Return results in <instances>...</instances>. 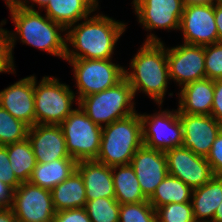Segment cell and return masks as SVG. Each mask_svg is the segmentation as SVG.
Returning <instances> with one entry per match:
<instances>
[{
	"label": "cell",
	"mask_w": 222,
	"mask_h": 222,
	"mask_svg": "<svg viewBox=\"0 0 222 222\" xmlns=\"http://www.w3.org/2000/svg\"><path fill=\"white\" fill-rule=\"evenodd\" d=\"M14 189L0 181V208H12Z\"/></svg>",
	"instance_id": "cell-38"
},
{
	"label": "cell",
	"mask_w": 222,
	"mask_h": 222,
	"mask_svg": "<svg viewBox=\"0 0 222 222\" xmlns=\"http://www.w3.org/2000/svg\"><path fill=\"white\" fill-rule=\"evenodd\" d=\"M157 222H196L191 202L168 203L156 209Z\"/></svg>",
	"instance_id": "cell-31"
},
{
	"label": "cell",
	"mask_w": 222,
	"mask_h": 222,
	"mask_svg": "<svg viewBox=\"0 0 222 222\" xmlns=\"http://www.w3.org/2000/svg\"><path fill=\"white\" fill-rule=\"evenodd\" d=\"M169 77L184 86L206 78L204 46L185 44L167 48Z\"/></svg>",
	"instance_id": "cell-13"
},
{
	"label": "cell",
	"mask_w": 222,
	"mask_h": 222,
	"mask_svg": "<svg viewBox=\"0 0 222 222\" xmlns=\"http://www.w3.org/2000/svg\"><path fill=\"white\" fill-rule=\"evenodd\" d=\"M221 202L222 175H214L207 183L193 189L191 203L195 221L212 222L217 207Z\"/></svg>",
	"instance_id": "cell-22"
},
{
	"label": "cell",
	"mask_w": 222,
	"mask_h": 222,
	"mask_svg": "<svg viewBox=\"0 0 222 222\" xmlns=\"http://www.w3.org/2000/svg\"><path fill=\"white\" fill-rule=\"evenodd\" d=\"M185 4H205L211 3V0H183Z\"/></svg>",
	"instance_id": "cell-43"
},
{
	"label": "cell",
	"mask_w": 222,
	"mask_h": 222,
	"mask_svg": "<svg viewBox=\"0 0 222 222\" xmlns=\"http://www.w3.org/2000/svg\"><path fill=\"white\" fill-rule=\"evenodd\" d=\"M15 220L12 208H0V222H14Z\"/></svg>",
	"instance_id": "cell-41"
},
{
	"label": "cell",
	"mask_w": 222,
	"mask_h": 222,
	"mask_svg": "<svg viewBox=\"0 0 222 222\" xmlns=\"http://www.w3.org/2000/svg\"><path fill=\"white\" fill-rule=\"evenodd\" d=\"M8 8L16 27V33L7 31V53L12 68L15 67L12 52L17 35L20 42L65 60L66 37L64 38L61 32L67 30L61 24L52 21L46 15L43 17L38 10L16 5L8 6Z\"/></svg>",
	"instance_id": "cell-3"
},
{
	"label": "cell",
	"mask_w": 222,
	"mask_h": 222,
	"mask_svg": "<svg viewBox=\"0 0 222 222\" xmlns=\"http://www.w3.org/2000/svg\"><path fill=\"white\" fill-rule=\"evenodd\" d=\"M78 107L60 124L66 149L76 161L95 160L100 151L103 127L95 124L81 107Z\"/></svg>",
	"instance_id": "cell-7"
},
{
	"label": "cell",
	"mask_w": 222,
	"mask_h": 222,
	"mask_svg": "<svg viewBox=\"0 0 222 222\" xmlns=\"http://www.w3.org/2000/svg\"><path fill=\"white\" fill-rule=\"evenodd\" d=\"M212 222H222V202L217 207V210L213 216Z\"/></svg>",
	"instance_id": "cell-42"
},
{
	"label": "cell",
	"mask_w": 222,
	"mask_h": 222,
	"mask_svg": "<svg viewBox=\"0 0 222 222\" xmlns=\"http://www.w3.org/2000/svg\"><path fill=\"white\" fill-rule=\"evenodd\" d=\"M179 119L183 127L182 147L207 157L217 135L222 130V124L212 115L179 113Z\"/></svg>",
	"instance_id": "cell-15"
},
{
	"label": "cell",
	"mask_w": 222,
	"mask_h": 222,
	"mask_svg": "<svg viewBox=\"0 0 222 222\" xmlns=\"http://www.w3.org/2000/svg\"><path fill=\"white\" fill-rule=\"evenodd\" d=\"M30 1L38 4V6H40L39 7V9H40L42 7L45 8L50 0H29V1L28 0H18L15 5L18 7H23V8L30 9V10H36V9H34L33 5H29Z\"/></svg>",
	"instance_id": "cell-40"
},
{
	"label": "cell",
	"mask_w": 222,
	"mask_h": 222,
	"mask_svg": "<svg viewBox=\"0 0 222 222\" xmlns=\"http://www.w3.org/2000/svg\"><path fill=\"white\" fill-rule=\"evenodd\" d=\"M76 165L75 159H58L49 163H37L29 182L51 191L76 170Z\"/></svg>",
	"instance_id": "cell-24"
},
{
	"label": "cell",
	"mask_w": 222,
	"mask_h": 222,
	"mask_svg": "<svg viewBox=\"0 0 222 222\" xmlns=\"http://www.w3.org/2000/svg\"><path fill=\"white\" fill-rule=\"evenodd\" d=\"M185 44L206 46L219 42L214 5L185 4L180 21Z\"/></svg>",
	"instance_id": "cell-11"
},
{
	"label": "cell",
	"mask_w": 222,
	"mask_h": 222,
	"mask_svg": "<svg viewBox=\"0 0 222 222\" xmlns=\"http://www.w3.org/2000/svg\"><path fill=\"white\" fill-rule=\"evenodd\" d=\"M132 4L138 22L145 30H179L185 5L183 0H133Z\"/></svg>",
	"instance_id": "cell-14"
},
{
	"label": "cell",
	"mask_w": 222,
	"mask_h": 222,
	"mask_svg": "<svg viewBox=\"0 0 222 222\" xmlns=\"http://www.w3.org/2000/svg\"><path fill=\"white\" fill-rule=\"evenodd\" d=\"M143 144L166 152L183 143V127L177 110H160L153 115L140 114Z\"/></svg>",
	"instance_id": "cell-9"
},
{
	"label": "cell",
	"mask_w": 222,
	"mask_h": 222,
	"mask_svg": "<svg viewBox=\"0 0 222 222\" xmlns=\"http://www.w3.org/2000/svg\"><path fill=\"white\" fill-rule=\"evenodd\" d=\"M211 115L222 124V79L214 81V98Z\"/></svg>",
	"instance_id": "cell-37"
},
{
	"label": "cell",
	"mask_w": 222,
	"mask_h": 222,
	"mask_svg": "<svg viewBox=\"0 0 222 222\" xmlns=\"http://www.w3.org/2000/svg\"><path fill=\"white\" fill-rule=\"evenodd\" d=\"M12 210L19 222H52L56 213L51 191L29 181L14 190Z\"/></svg>",
	"instance_id": "cell-10"
},
{
	"label": "cell",
	"mask_w": 222,
	"mask_h": 222,
	"mask_svg": "<svg viewBox=\"0 0 222 222\" xmlns=\"http://www.w3.org/2000/svg\"><path fill=\"white\" fill-rule=\"evenodd\" d=\"M125 29L124 22L103 14L88 16L82 23L78 22L66 29L68 31L63 35L66 37L65 59H111L115 44ZM68 42L73 50L69 48Z\"/></svg>",
	"instance_id": "cell-1"
},
{
	"label": "cell",
	"mask_w": 222,
	"mask_h": 222,
	"mask_svg": "<svg viewBox=\"0 0 222 222\" xmlns=\"http://www.w3.org/2000/svg\"><path fill=\"white\" fill-rule=\"evenodd\" d=\"M51 196L56 212L85 207L86 189L80 173L75 170L67 179L51 190Z\"/></svg>",
	"instance_id": "cell-23"
},
{
	"label": "cell",
	"mask_w": 222,
	"mask_h": 222,
	"mask_svg": "<svg viewBox=\"0 0 222 222\" xmlns=\"http://www.w3.org/2000/svg\"><path fill=\"white\" fill-rule=\"evenodd\" d=\"M142 145V121L136 112L103 126L100 151L95 161L109 167L130 164Z\"/></svg>",
	"instance_id": "cell-4"
},
{
	"label": "cell",
	"mask_w": 222,
	"mask_h": 222,
	"mask_svg": "<svg viewBox=\"0 0 222 222\" xmlns=\"http://www.w3.org/2000/svg\"><path fill=\"white\" fill-rule=\"evenodd\" d=\"M37 163L58 159H73L67 152L60 125L35 124L29 128L28 137Z\"/></svg>",
	"instance_id": "cell-17"
},
{
	"label": "cell",
	"mask_w": 222,
	"mask_h": 222,
	"mask_svg": "<svg viewBox=\"0 0 222 222\" xmlns=\"http://www.w3.org/2000/svg\"><path fill=\"white\" fill-rule=\"evenodd\" d=\"M98 0H50L46 16L65 29L90 16L98 8Z\"/></svg>",
	"instance_id": "cell-21"
},
{
	"label": "cell",
	"mask_w": 222,
	"mask_h": 222,
	"mask_svg": "<svg viewBox=\"0 0 222 222\" xmlns=\"http://www.w3.org/2000/svg\"><path fill=\"white\" fill-rule=\"evenodd\" d=\"M178 113L211 115L214 81L208 78L193 81L181 87Z\"/></svg>",
	"instance_id": "cell-20"
},
{
	"label": "cell",
	"mask_w": 222,
	"mask_h": 222,
	"mask_svg": "<svg viewBox=\"0 0 222 222\" xmlns=\"http://www.w3.org/2000/svg\"><path fill=\"white\" fill-rule=\"evenodd\" d=\"M149 34L131 59L132 70L124 69V78L132 87L134 97L142 91L161 106L170 81L167 48L155 34Z\"/></svg>",
	"instance_id": "cell-2"
},
{
	"label": "cell",
	"mask_w": 222,
	"mask_h": 222,
	"mask_svg": "<svg viewBox=\"0 0 222 222\" xmlns=\"http://www.w3.org/2000/svg\"><path fill=\"white\" fill-rule=\"evenodd\" d=\"M76 170L83 178L86 200L115 198L112 167L95 160L77 161Z\"/></svg>",
	"instance_id": "cell-19"
},
{
	"label": "cell",
	"mask_w": 222,
	"mask_h": 222,
	"mask_svg": "<svg viewBox=\"0 0 222 222\" xmlns=\"http://www.w3.org/2000/svg\"><path fill=\"white\" fill-rule=\"evenodd\" d=\"M206 78L222 79V42L204 46Z\"/></svg>",
	"instance_id": "cell-32"
},
{
	"label": "cell",
	"mask_w": 222,
	"mask_h": 222,
	"mask_svg": "<svg viewBox=\"0 0 222 222\" xmlns=\"http://www.w3.org/2000/svg\"><path fill=\"white\" fill-rule=\"evenodd\" d=\"M29 128V125L14 118L0 106V145L5 146L27 139Z\"/></svg>",
	"instance_id": "cell-28"
},
{
	"label": "cell",
	"mask_w": 222,
	"mask_h": 222,
	"mask_svg": "<svg viewBox=\"0 0 222 222\" xmlns=\"http://www.w3.org/2000/svg\"><path fill=\"white\" fill-rule=\"evenodd\" d=\"M168 174L179 178L192 189L207 183L215 174L206 157L188 148L176 147L165 152Z\"/></svg>",
	"instance_id": "cell-12"
},
{
	"label": "cell",
	"mask_w": 222,
	"mask_h": 222,
	"mask_svg": "<svg viewBox=\"0 0 222 222\" xmlns=\"http://www.w3.org/2000/svg\"><path fill=\"white\" fill-rule=\"evenodd\" d=\"M85 210L91 222H118L120 204L115 198H98L87 201Z\"/></svg>",
	"instance_id": "cell-29"
},
{
	"label": "cell",
	"mask_w": 222,
	"mask_h": 222,
	"mask_svg": "<svg viewBox=\"0 0 222 222\" xmlns=\"http://www.w3.org/2000/svg\"><path fill=\"white\" fill-rule=\"evenodd\" d=\"M0 181L11 186L14 190L21 184L10 165L6 146L0 145Z\"/></svg>",
	"instance_id": "cell-33"
},
{
	"label": "cell",
	"mask_w": 222,
	"mask_h": 222,
	"mask_svg": "<svg viewBox=\"0 0 222 222\" xmlns=\"http://www.w3.org/2000/svg\"><path fill=\"white\" fill-rule=\"evenodd\" d=\"M34 76L36 124L60 125L74 110L76 96L69 85L44 76L39 83Z\"/></svg>",
	"instance_id": "cell-6"
},
{
	"label": "cell",
	"mask_w": 222,
	"mask_h": 222,
	"mask_svg": "<svg viewBox=\"0 0 222 222\" xmlns=\"http://www.w3.org/2000/svg\"><path fill=\"white\" fill-rule=\"evenodd\" d=\"M115 199L121 204L147 201L144 196L134 168L130 165L112 167Z\"/></svg>",
	"instance_id": "cell-25"
},
{
	"label": "cell",
	"mask_w": 222,
	"mask_h": 222,
	"mask_svg": "<svg viewBox=\"0 0 222 222\" xmlns=\"http://www.w3.org/2000/svg\"><path fill=\"white\" fill-rule=\"evenodd\" d=\"M6 21H2L0 23V73L2 72H9L13 73L15 72V68H12L8 53H7V31L3 28H1V25H5ZM12 71V72H11Z\"/></svg>",
	"instance_id": "cell-36"
},
{
	"label": "cell",
	"mask_w": 222,
	"mask_h": 222,
	"mask_svg": "<svg viewBox=\"0 0 222 222\" xmlns=\"http://www.w3.org/2000/svg\"><path fill=\"white\" fill-rule=\"evenodd\" d=\"M130 165L134 168L140 188L147 199L168 175L165 152L149 148L144 144L136 151Z\"/></svg>",
	"instance_id": "cell-16"
},
{
	"label": "cell",
	"mask_w": 222,
	"mask_h": 222,
	"mask_svg": "<svg viewBox=\"0 0 222 222\" xmlns=\"http://www.w3.org/2000/svg\"><path fill=\"white\" fill-rule=\"evenodd\" d=\"M0 106L27 125L36 124L34 75L23 78L0 91Z\"/></svg>",
	"instance_id": "cell-18"
},
{
	"label": "cell",
	"mask_w": 222,
	"mask_h": 222,
	"mask_svg": "<svg viewBox=\"0 0 222 222\" xmlns=\"http://www.w3.org/2000/svg\"><path fill=\"white\" fill-rule=\"evenodd\" d=\"M206 160L215 175H222V130L217 135Z\"/></svg>",
	"instance_id": "cell-34"
},
{
	"label": "cell",
	"mask_w": 222,
	"mask_h": 222,
	"mask_svg": "<svg viewBox=\"0 0 222 222\" xmlns=\"http://www.w3.org/2000/svg\"><path fill=\"white\" fill-rule=\"evenodd\" d=\"M214 17L218 30L219 42H222V5H214Z\"/></svg>",
	"instance_id": "cell-39"
},
{
	"label": "cell",
	"mask_w": 222,
	"mask_h": 222,
	"mask_svg": "<svg viewBox=\"0 0 222 222\" xmlns=\"http://www.w3.org/2000/svg\"><path fill=\"white\" fill-rule=\"evenodd\" d=\"M213 5H222V0H211Z\"/></svg>",
	"instance_id": "cell-45"
},
{
	"label": "cell",
	"mask_w": 222,
	"mask_h": 222,
	"mask_svg": "<svg viewBox=\"0 0 222 222\" xmlns=\"http://www.w3.org/2000/svg\"><path fill=\"white\" fill-rule=\"evenodd\" d=\"M5 146L16 179L20 183L28 182L37 164L29 140L25 139Z\"/></svg>",
	"instance_id": "cell-27"
},
{
	"label": "cell",
	"mask_w": 222,
	"mask_h": 222,
	"mask_svg": "<svg viewBox=\"0 0 222 222\" xmlns=\"http://www.w3.org/2000/svg\"><path fill=\"white\" fill-rule=\"evenodd\" d=\"M6 1V6H11V5H15L17 3L18 0H5Z\"/></svg>",
	"instance_id": "cell-44"
},
{
	"label": "cell",
	"mask_w": 222,
	"mask_h": 222,
	"mask_svg": "<svg viewBox=\"0 0 222 222\" xmlns=\"http://www.w3.org/2000/svg\"><path fill=\"white\" fill-rule=\"evenodd\" d=\"M134 98L132 87L123 78L111 88L82 97L78 106L95 124L103 127L136 113Z\"/></svg>",
	"instance_id": "cell-5"
},
{
	"label": "cell",
	"mask_w": 222,
	"mask_h": 222,
	"mask_svg": "<svg viewBox=\"0 0 222 222\" xmlns=\"http://www.w3.org/2000/svg\"><path fill=\"white\" fill-rule=\"evenodd\" d=\"M193 189L179 178L167 175L157 186L153 195L148 199L156 210L168 203L191 202Z\"/></svg>",
	"instance_id": "cell-26"
},
{
	"label": "cell",
	"mask_w": 222,
	"mask_h": 222,
	"mask_svg": "<svg viewBox=\"0 0 222 222\" xmlns=\"http://www.w3.org/2000/svg\"><path fill=\"white\" fill-rule=\"evenodd\" d=\"M118 222H157V214L149 201L120 205Z\"/></svg>",
	"instance_id": "cell-30"
},
{
	"label": "cell",
	"mask_w": 222,
	"mask_h": 222,
	"mask_svg": "<svg viewBox=\"0 0 222 222\" xmlns=\"http://www.w3.org/2000/svg\"><path fill=\"white\" fill-rule=\"evenodd\" d=\"M52 222H91V219L83 207L58 211Z\"/></svg>",
	"instance_id": "cell-35"
},
{
	"label": "cell",
	"mask_w": 222,
	"mask_h": 222,
	"mask_svg": "<svg viewBox=\"0 0 222 222\" xmlns=\"http://www.w3.org/2000/svg\"><path fill=\"white\" fill-rule=\"evenodd\" d=\"M73 67L78 89V101L85 96L115 86L124 78L125 67L111 62L112 59H65Z\"/></svg>",
	"instance_id": "cell-8"
}]
</instances>
